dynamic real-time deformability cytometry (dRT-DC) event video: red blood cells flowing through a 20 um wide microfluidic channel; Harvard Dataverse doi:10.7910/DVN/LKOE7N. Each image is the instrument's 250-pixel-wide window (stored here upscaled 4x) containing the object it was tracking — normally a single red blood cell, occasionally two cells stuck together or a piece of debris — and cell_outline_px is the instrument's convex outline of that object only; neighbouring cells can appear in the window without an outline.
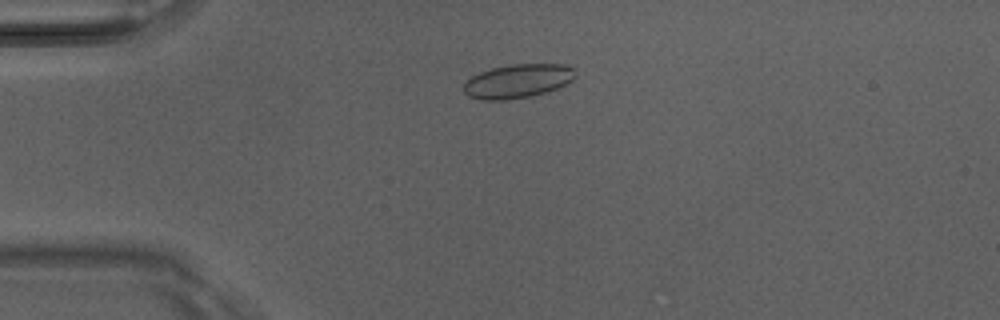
{"species": "Egyptian fruit bat (a non-hibernating species)", "species_latin": "Rousettus aegyptiacus", "temperature_condition": "room temperature", "stored_images_in_passage": 5, "camera_frame_rate_fps": 3000, "um_per_image_px": 0.085, "animal": {"sex": "male"}, "frame": {"image": 1, "passage_image": 3, "time_ms": 0.667, "image_size_px": [1000, 320], "cell_outline_px": [[576, 76], [572, 80], [556, 88], [532, 96], [504, 100], [480, 100], [468, 96], [464, 92], [464, 84], [472, 76], [480, 72], [492, 68], [512, 64], [564, 64], [576, 68]], "centroid_in_image_um": [44.02, 6.89], "position_along_channel_um": 41.0, "area_um2": 22.02}}